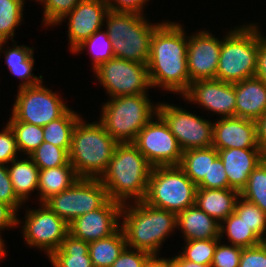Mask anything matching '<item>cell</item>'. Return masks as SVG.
I'll return each mask as SVG.
<instances>
[{"label":"cell","mask_w":266,"mask_h":267,"mask_svg":"<svg viewBox=\"0 0 266 267\" xmlns=\"http://www.w3.org/2000/svg\"><path fill=\"white\" fill-rule=\"evenodd\" d=\"M188 37L182 24L161 22L151 36L147 62L152 87L183 95L191 83L187 70Z\"/></svg>","instance_id":"obj_1"},{"label":"cell","mask_w":266,"mask_h":267,"mask_svg":"<svg viewBox=\"0 0 266 267\" xmlns=\"http://www.w3.org/2000/svg\"><path fill=\"white\" fill-rule=\"evenodd\" d=\"M153 166L132 142L118 143L99 178L108 198L121 204L145 199Z\"/></svg>","instance_id":"obj_2"},{"label":"cell","mask_w":266,"mask_h":267,"mask_svg":"<svg viewBox=\"0 0 266 267\" xmlns=\"http://www.w3.org/2000/svg\"><path fill=\"white\" fill-rule=\"evenodd\" d=\"M134 204L130 206L128 201L121 210L123 221L120 223L127 247L157 254L165 238L177 227V214L151 206L144 200Z\"/></svg>","instance_id":"obj_3"},{"label":"cell","mask_w":266,"mask_h":267,"mask_svg":"<svg viewBox=\"0 0 266 267\" xmlns=\"http://www.w3.org/2000/svg\"><path fill=\"white\" fill-rule=\"evenodd\" d=\"M117 144L100 122L86 124L81 117L72 132L69 161L80 178H100Z\"/></svg>","instance_id":"obj_4"},{"label":"cell","mask_w":266,"mask_h":267,"mask_svg":"<svg viewBox=\"0 0 266 267\" xmlns=\"http://www.w3.org/2000/svg\"><path fill=\"white\" fill-rule=\"evenodd\" d=\"M265 38L254 23L227 32L222 38L216 79L236 83L255 77L258 47Z\"/></svg>","instance_id":"obj_5"},{"label":"cell","mask_w":266,"mask_h":267,"mask_svg":"<svg viewBox=\"0 0 266 267\" xmlns=\"http://www.w3.org/2000/svg\"><path fill=\"white\" fill-rule=\"evenodd\" d=\"M105 18L114 57L147 64L151 36L161 23L152 24L141 14L112 10L107 12Z\"/></svg>","instance_id":"obj_6"},{"label":"cell","mask_w":266,"mask_h":267,"mask_svg":"<svg viewBox=\"0 0 266 267\" xmlns=\"http://www.w3.org/2000/svg\"><path fill=\"white\" fill-rule=\"evenodd\" d=\"M147 94L117 96L102 105L100 123L118 143L133 142L139 131L158 113Z\"/></svg>","instance_id":"obj_7"},{"label":"cell","mask_w":266,"mask_h":267,"mask_svg":"<svg viewBox=\"0 0 266 267\" xmlns=\"http://www.w3.org/2000/svg\"><path fill=\"white\" fill-rule=\"evenodd\" d=\"M197 186L179 166L153 167L144 201L178 214L195 205Z\"/></svg>","instance_id":"obj_8"},{"label":"cell","mask_w":266,"mask_h":267,"mask_svg":"<svg viewBox=\"0 0 266 267\" xmlns=\"http://www.w3.org/2000/svg\"><path fill=\"white\" fill-rule=\"evenodd\" d=\"M109 200L99 178H79L71 187L52 195L44 203L68 224L101 208Z\"/></svg>","instance_id":"obj_9"},{"label":"cell","mask_w":266,"mask_h":267,"mask_svg":"<svg viewBox=\"0 0 266 267\" xmlns=\"http://www.w3.org/2000/svg\"><path fill=\"white\" fill-rule=\"evenodd\" d=\"M61 98L43 86V81L19 88L11 116L16 121L44 127L69 109Z\"/></svg>","instance_id":"obj_10"},{"label":"cell","mask_w":266,"mask_h":267,"mask_svg":"<svg viewBox=\"0 0 266 267\" xmlns=\"http://www.w3.org/2000/svg\"><path fill=\"white\" fill-rule=\"evenodd\" d=\"M94 72L111 98L148 94L146 92L151 88L147 64L114 57L102 63Z\"/></svg>","instance_id":"obj_11"},{"label":"cell","mask_w":266,"mask_h":267,"mask_svg":"<svg viewBox=\"0 0 266 267\" xmlns=\"http://www.w3.org/2000/svg\"><path fill=\"white\" fill-rule=\"evenodd\" d=\"M154 119L139 131L132 143L153 167L179 166L183 151L164 119L158 113Z\"/></svg>","instance_id":"obj_12"},{"label":"cell","mask_w":266,"mask_h":267,"mask_svg":"<svg viewBox=\"0 0 266 267\" xmlns=\"http://www.w3.org/2000/svg\"><path fill=\"white\" fill-rule=\"evenodd\" d=\"M158 114L168 124L182 151L212 146L211 121L167 103H158Z\"/></svg>","instance_id":"obj_13"},{"label":"cell","mask_w":266,"mask_h":267,"mask_svg":"<svg viewBox=\"0 0 266 267\" xmlns=\"http://www.w3.org/2000/svg\"><path fill=\"white\" fill-rule=\"evenodd\" d=\"M23 238L29 246L44 250L49 257L69 234V224L57 216L45 203L39 209H29L25 216Z\"/></svg>","instance_id":"obj_14"},{"label":"cell","mask_w":266,"mask_h":267,"mask_svg":"<svg viewBox=\"0 0 266 267\" xmlns=\"http://www.w3.org/2000/svg\"><path fill=\"white\" fill-rule=\"evenodd\" d=\"M189 102L219 114L222 117H234L236 109L235 83L218 79H201L190 83L182 96Z\"/></svg>","instance_id":"obj_15"},{"label":"cell","mask_w":266,"mask_h":267,"mask_svg":"<svg viewBox=\"0 0 266 267\" xmlns=\"http://www.w3.org/2000/svg\"><path fill=\"white\" fill-rule=\"evenodd\" d=\"M122 205L109 199L101 208L81 215L71 222L69 234L86 242L111 236L121 227L119 220Z\"/></svg>","instance_id":"obj_16"},{"label":"cell","mask_w":266,"mask_h":267,"mask_svg":"<svg viewBox=\"0 0 266 267\" xmlns=\"http://www.w3.org/2000/svg\"><path fill=\"white\" fill-rule=\"evenodd\" d=\"M222 39L218 40L208 31L188 36L187 70L191 82L216 79Z\"/></svg>","instance_id":"obj_17"},{"label":"cell","mask_w":266,"mask_h":267,"mask_svg":"<svg viewBox=\"0 0 266 267\" xmlns=\"http://www.w3.org/2000/svg\"><path fill=\"white\" fill-rule=\"evenodd\" d=\"M108 11L106 0H82L57 23L60 25L69 17L68 38L72 53L84 40L102 29Z\"/></svg>","instance_id":"obj_18"},{"label":"cell","mask_w":266,"mask_h":267,"mask_svg":"<svg viewBox=\"0 0 266 267\" xmlns=\"http://www.w3.org/2000/svg\"><path fill=\"white\" fill-rule=\"evenodd\" d=\"M218 120L213 124L214 148L261 149L257 144L255 120L235 116L220 117Z\"/></svg>","instance_id":"obj_19"},{"label":"cell","mask_w":266,"mask_h":267,"mask_svg":"<svg viewBox=\"0 0 266 267\" xmlns=\"http://www.w3.org/2000/svg\"><path fill=\"white\" fill-rule=\"evenodd\" d=\"M225 168L229 187L239 193L245 188L249 175L266 158L262 149H223L218 150Z\"/></svg>","instance_id":"obj_20"},{"label":"cell","mask_w":266,"mask_h":267,"mask_svg":"<svg viewBox=\"0 0 266 267\" xmlns=\"http://www.w3.org/2000/svg\"><path fill=\"white\" fill-rule=\"evenodd\" d=\"M235 117L257 120L266 112V84L252 77L235 83Z\"/></svg>","instance_id":"obj_21"},{"label":"cell","mask_w":266,"mask_h":267,"mask_svg":"<svg viewBox=\"0 0 266 267\" xmlns=\"http://www.w3.org/2000/svg\"><path fill=\"white\" fill-rule=\"evenodd\" d=\"M177 228L185 241L220 238V223L196 204L177 214Z\"/></svg>","instance_id":"obj_22"},{"label":"cell","mask_w":266,"mask_h":267,"mask_svg":"<svg viewBox=\"0 0 266 267\" xmlns=\"http://www.w3.org/2000/svg\"><path fill=\"white\" fill-rule=\"evenodd\" d=\"M240 193L234 189L197 188L195 204L219 223L235 211Z\"/></svg>","instance_id":"obj_23"},{"label":"cell","mask_w":266,"mask_h":267,"mask_svg":"<svg viewBox=\"0 0 266 267\" xmlns=\"http://www.w3.org/2000/svg\"><path fill=\"white\" fill-rule=\"evenodd\" d=\"M79 178L70 162L63 166L39 169L38 194L40 203H44L52 195L71 187Z\"/></svg>","instance_id":"obj_24"},{"label":"cell","mask_w":266,"mask_h":267,"mask_svg":"<svg viewBox=\"0 0 266 267\" xmlns=\"http://www.w3.org/2000/svg\"><path fill=\"white\" fill-rule=\"evenodd\" d=\"M27 158H15L7 165L13 190L22 203L28 200L31 191L38 190L39 183V168L29 156Z\"/></svg>","instance_id":"obj_25"},{"label":"cell","mask_w":266,"mask_h":267,"mask_svg":"<svg viewBox=\"0 0 266 267\" xmlns=\"http://www.w3.org/2000/svg\"><path fill=\"white\" fill-rule=\"evenodd\" d=\"M53 267H93L89 255V242L68 234L60 247L50 256Z\"/></svg>","instance_id":"obj_26"},{"label":"cell","mask_w":266,"mask_h":267,"mask_svg":"<svg viewBox=\"0 0 266 267\" xmlns=\"http://www.w3.org/2000/svg\"><path fill=\"white\" fill-rule=\"evenodd\" d=\"M126 247V238L121 227L109 237L89 242L93 267H111Z\"/></svg>","instance_id":"obj_27"},{"label":"cell","mask_w":266,"mask_h":267,"mask_svg":"<svg viewBox=\"0 0 266 267\" xmlns=\"http://www.w3.org/2000/svg\"><path fill=\"white\" fill-rule=\"evenodd\" d=\"M218 156V150L213 146L185 150L179 167L197 186L205 176H208L210 160H215Z\"/></svg>","instance_id":"obj_28"},{"label":"cell","mask_w":266,"mask_h":267,"mask_svg":"<svg viewBox=\"0 0 266 267\" xmlns=\"http://www.w3.org/2000/svg\"><path fill=\"white\" fill-rule=\"evenodd\" d=\"M80 118L78 113L69 108L61 117L42 127L44 141L69 152L72 132Z\"/></svg>","instance_id":"obj_29"},{"label":"cell","mask_w":266,"mask_h":267,"mask_svg":"<svg viewBox=\"0 0 266 267\" xmlns=\"http://www.w3.org/2000/svg\"><path fill=\"white\" fill-rule=\"evenodd\" d=\"M225 224V225H222ZM226 233L228 243L241 248L256 246L263 240L235 212L220 223V239Z\"/></svg>","instance_id":"obj_30"},{"label":"cell","mask_w":266,"mask_h":267,"mask_svg":"<svg viewBox=\"0 0 266 267\" xmlns=\"http://www.w3.org/2000/svg\"><path fill=\"white\" fill-rule=\"evenodd\" d=\"M24 0H0V53L2 46L13 40L14 31L23 21Z\"/></svg>","instance_id":"obj_31"},{"label":"cell","mask_w":266,"mask_h":267,"mask_svg":"<svg viewBox=\"0 0 266 267\" xmlns=\"http://www.w3.org/2000/svg\"><path fill=\"white\" fill-rule=\"evenodd\" d=\"M7 124L15 135L18 151L24 152V155L29 156L44 142L41 126L16 121L12 116Z\"/></svg>","instance_id":"obj_32"},{"label":"cell","mask_w":266,"mask_h":267,"mask_svg":"<svg viewBox=\"0 0 266 267\" xmlns=\"http://www.w3.org/2000/svg\"><path fill=\"white\" fill-rule=\"evenodd\" d=\"M89 49L92 54L93 71L102 63L114 58L112 42L106 31L102 32V29L93 33L88 39L84 40L73 51L74 54H78L84 49Z\"/></svg>","instance_id":"obj_33"},{"label":"cell","mask_w":266,"mask_h":267,"mask_svg":"<svg viewBox=\"0 0 266 267\" xmlns=\"http://www.w3.org/2000/svg\"><path fill=\"white\" fill-rule=\"evenodd\" d=\"M240 196L257 205L266 213V158L249 175Z\"/></svg>","instance_id":"obj_34"},{"label":"cell","mask_w":266,"mask_h":267,"mask_svg":"<svg viewBox=\"0 0 266 267\" xmlns=\"http://www.w3.org/2000/svg\"><path fill=\"white\" fill-rule=\"evenodd\" d=\"M29 157L39 169H49L68 164L69 152L66 149L43 142L37 149L30 153Z\"/></svg>","instance_id":"obj_35"},{"label":"cell","mask_w":266,"mask_h":267,"mask_svg":"<svg viewBox=\"0 0 266 267\" xmlns=\"http://www.w3.org/2000/svg\"><path fill=\"white\" fill-rule=\"evenodd\" d=\"M262 239L266 238V213L257 205L239 196L234 211Z\"/></svg>","instance_id":"obj_36"},{"label":"cell","mask_w":266,"mask_h":267,"mask_svg":"<svg viewBox=\"0 0 266 267\" xmlns=\"http://www.w3.org/2000/svg\"><path fill=\"white\" fill-rule=\"evenodd\" d=\"M219 241L220 238L186 241L180 255L188 261L211 266Z\"/></svg>","instance_id":"obj_37"},{"label":"cell","mask_w":266,"mask_h":267,"mask_svg":"<svg viewBox=\"0 0 266 267\" xmlns=\"http://www.w3.org/2000/svg\"><path fill=\"white\" fill-rule=\"evenodd\" d=\"M82 0H43L44 26L57 25V23Z\"/></svg>","instance_id":"obj_38"},{"label":"cell","mask_w":266,"mask_h":267,"mask_svg":"<svg viewBox=\"0 0 266 267\" xmlns=\"http://www.w3.org/2000/svg\"><path fill=\"white\" fill-rule=\"evenodd\" d=\"M197 188L204 189H229L228 178L223 163L218 156L215 160H210V170L208 176L197 185Z\"/></svg>","instance_id":"obj_39"},{"label":"cell","mask_w":266,"mask_h":267,"mask_svg":"<svg viewBox=\"0 0 266 267\" xmlns=\"http://www.w3.org/2000/svg\"><path fill=\"white\" fill-rule=\"evenodd\" d=\"M242 248L232 244H217L211 267H239Z\"/></svg>","instance_id":"obj_40"},{"label":"cell","mask_w":266,"mask_h":267,"mask_svg":"<svg viewBox=\"0 0 266 267\" xmlns=\"http://www.w3.org/2000/svg\"><path fill=\"white\" fill-rule=\"evenodd\" d=\"M33 54L25 61L21 62L20 64L16 65H7L10 72L19 77L22 80V83L19 84V88L34 86L41 83L43 80V76L40 75L39 77L33 75V65H34V58Z\"/></svg>","instance_id":"obj_41"},{"label":"cell","mask_w":266,"mask_h":267,"mask_svg":"<svg viewBox=\"0 0 266 267\" xmlns=\"http://www.w3.org/2000/svg\"><path fill=\"white\" fill-rule=\"evenodd\" d=\"M4 128L0 132V164L8 165L17 158L18 149L12 129L8 124Z\"/></svg>","instance_id":"obj_42"},{"label":"cell","mask_w":266,"mask_h":267,"mask_svg":"<svg viewBox=\"0 0 266 267\" xmlns=\"http://www.w3.org/2000/svg\"><path fill=\"white\" fill-rule=\"evenodd\" d=\"M239 267H266V245L242 248Z\"/></svg>","instance_id":"obj_43"},{"label":"cell","mask_w":266,"mask_h":267,"mask_svg":"<svg viewBox=\"0 0 266 267\" xmlns=\"http://www.w3.org/2000/svg\"><path fill=\"white\" fill-rule=\"evenodd\" d=\"M0 201L11 205L16 211L23 204L13 190L7 165L4 164H0Z\"/></svg>","instance_id":"obj_44"},{"label":"cell","mask_w":266,"mask_h":267,"mask_svg":"<svg viewBox=\"0 0 266 267\" xmlns=\"http://www.w3.org/2000/svg\"><path fill=\"white\" fill-rule=\"evenodd\" d=\"M151 254L126 247L111 267H143Z\"/></svg>","instance_id":"obj_45"},{"label":"cell","mask_w":266,"mask_h":267,"mask_svg":"<svg viewBox=\"0 0 266 267\" xmlns=\"http://www.w3.org/2000/svg\"><path fill=\"white\" fill-rule=\"evenodd\" d=\"M149 0H106L109 10L143 15V6Z\"/></svg>","instance_id":"obj_46"},{"label":"cell","mask_w":266,"mask_h":267,"mask_svg":"<svg viewBox=\"0 0 266 267\" xmlns=\"http://www.w3.org/2000/svg\"><path fill=\"white\" fill-rule=\"evenodd\" d=\"M4 51L7 65H16L25 62L33 54V48L24 45L16 46L15 44H13V48L10 49L8 47V50L6 48Z\"/></svg>","instance_id":"obj_47"},{"label":"cell","mask_w":266,"mask_h":267,"mask_svg":"<svg viewBox=\"0 0 266 267\" xmlns=\"http://www.w3.org/2000/svg\"><path fill=\"white\" fill-rule=\"evenodd\" d=\"M16 212L11 205L0 201V231L5 228L17 227L20 219L17 218L18 215Z\"/></svg>","instance_id":"obj_48"},{"label":"cell","mask_w":266,"mask_h":267,"mask_svg":"<svg viewBox=\"0 0 266 267\" xmlns=\"http://www.w3.org/2000/svg\"><path fill=\"white\" fill-rule=\"evenodd\" d=\"M255 76L266 84V38L260 43L257 53V70Z\"/></svg>","instance_id":"obj_49"},{"label":"cell","mask_w":266,"mask_h":267,"mask_svg":"<svg viewBox=\"0 0 266 267\" xmlns=\"http://www.w3.org/2000/svg\"><path fill=\"white\" fill-rule=\"evenodd\" d=\"M257 144L266 153V112L256 120Z\"/></svg>","instance_id":"obj_50"},{"label":"cell","mask_w":266,"mask_h":267,"mask_svg":"<svg viewBox=\"0 0 266 267\" xmlns=\"http://www.w3.org/2000/svg\"><path fill=\"white\" fill-rule=\"evenodd\" d=\"M143 267H174L173 259H166L165 257H158V254H151Z\"/></svg>","instance_id":"obj_51"},{"label":"cell","mask_w":266,"mask_h":267,"mask_svg":"<svg viewBox=\"0 0 266 267\" xmlns=\"http://www.w3.org/2000/svg\"><path fill=\"white\" fill-rule=\"evenodd\" d=\"M172 259L174 267H211L210 265L197 264L196 262L188 261L184 259L180 254L172 257Z\"/></svg>","instance_id":"obj_52"},{"label":"cell","mask_w":266,"mask_h":267,"mask_svg":"<svg viewBox=\"0 0 266 267\" xmlns=\"http://www.w3.org/2000/svg\"><path fill=\"white\" fill-rule=\"evenodd\" d=\"M4 241H3V239H1V236H0V259H2L3 257H5V255H6V250H5V246H4Z\"/></svg>","instance_id":"obj_53"}]
</instances>
